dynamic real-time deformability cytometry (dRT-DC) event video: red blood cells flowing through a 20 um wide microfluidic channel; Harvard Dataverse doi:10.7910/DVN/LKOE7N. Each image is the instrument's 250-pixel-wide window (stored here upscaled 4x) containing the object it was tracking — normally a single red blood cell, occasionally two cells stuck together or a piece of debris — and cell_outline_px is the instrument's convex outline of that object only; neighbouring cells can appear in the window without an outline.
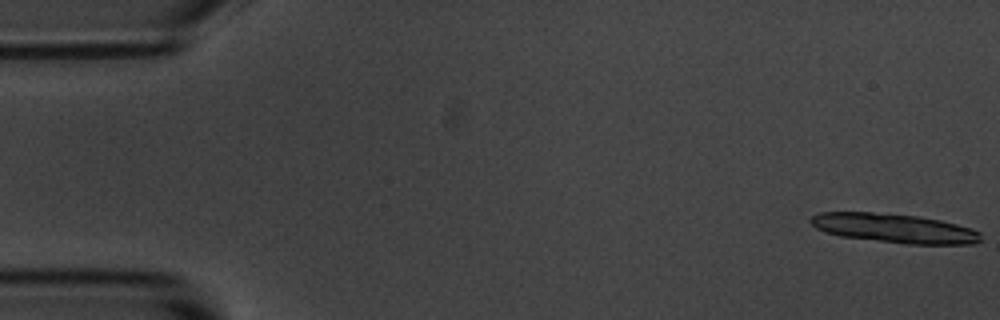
{"species": "common noctule bat (a hibernating species)", "species_latin": "Nyctalus noctula", "temperature_condition": "room temperature", "stored_images_in_passage": 14, "camera_frame_rate_fps": 3000, "um_per_image_px": 0.085, "animal": {"sex": "male", "body_mass_g": 20.1, "forearm_length_mm": 53.5}, "frame": {"image": 1, "passage_image": 1, "time_ms": 0.0, "image_size_px": [1000, 320], "cell_outline_px": [[980, 240], [972, 244], [908, 244], [840, 236], [824, 232], [816, 228], [808, 220], [812, 216], [820, 212], [872, 212], [916, 216], [940, 220], [972, 228], [980, 232]], "centroid_in_image_um": [75.99, 19.4], "position_along_channel_um": 9.0, "area_um2": 28.78}}